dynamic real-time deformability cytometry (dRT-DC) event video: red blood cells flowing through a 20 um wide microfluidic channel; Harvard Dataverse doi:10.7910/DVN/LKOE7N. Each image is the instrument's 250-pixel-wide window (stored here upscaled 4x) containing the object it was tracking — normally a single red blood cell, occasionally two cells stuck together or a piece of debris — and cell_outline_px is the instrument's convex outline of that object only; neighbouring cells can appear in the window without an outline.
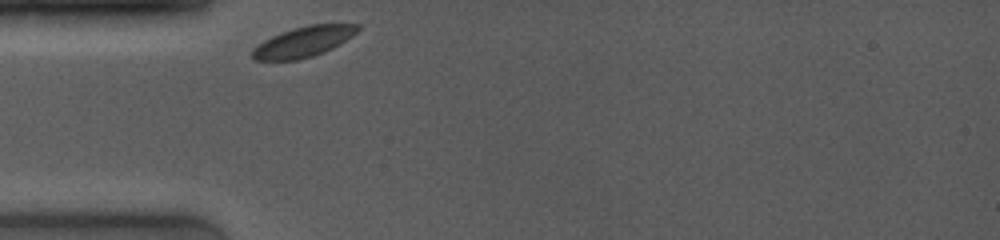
{"species": "common noctule bat (a hibernating species)", "species_latin": "Nyctalus noctula", "temperature_condition": "room temperature", "stored_images_in_passage": 1, "camera_frame_rate_fps": 4000, "um_per_image_px": 0.085, "animal": {"sex": "female", "body_mass_g": 19.0, "forearm_length_mm": 53.3}, "frame": {"image": 1, "passage_image": 1, "time_ms": 0.0, "image_size_px": [1000, 240], "cell_outline_px": [[360, 28], [352, 36], [340, 44], [324, 52], [312, 56], [296, 60], [256, 60], [252, 56], [252, 48], [264, 40], [280, 32], [292, 28], [308, 24], [360, 24]], "centroid_in_image_um": [25.8, 3.54], "position_along_channel_um": 59.2, "area_um2": 18.67}}